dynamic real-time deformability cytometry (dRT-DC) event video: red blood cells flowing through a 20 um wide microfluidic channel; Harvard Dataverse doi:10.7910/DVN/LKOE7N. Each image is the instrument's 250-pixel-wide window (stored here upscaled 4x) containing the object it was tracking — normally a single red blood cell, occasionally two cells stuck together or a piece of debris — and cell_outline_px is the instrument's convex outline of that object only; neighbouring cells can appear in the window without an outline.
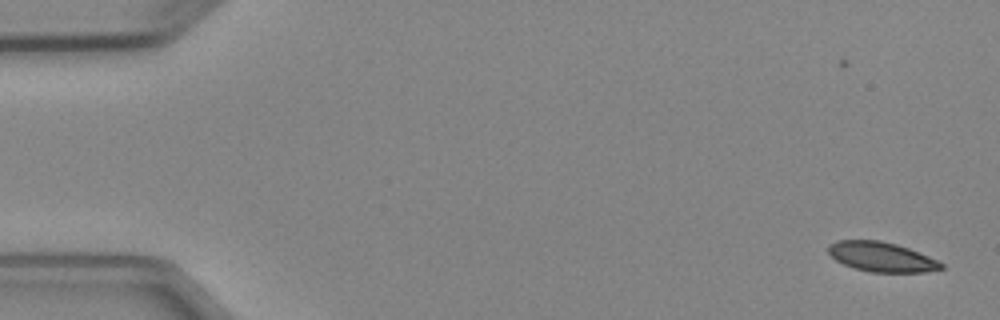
{"species": "Egyptian fruit bat (a non-hibernating species)", "species_latin": "Rousettus aegyptiacus", "temperature_condition": "cold", "stored_images_in_passage": 8, "camera_frame_rate_fps": 3000, "um_per_image_px": 0.085, "animal": {"sex": "female"}, "frame": {"image": 1, "passage_image": 1, "time_ms": 0.0, "image_size_px": [1000, 320], "cell_outline_px": [[944, 268], [924, 272], [872, 272], [856, 268], [844, 264], [836, 260], [828, 252], [828, 244], [836, 240], [880, 240], [896, 244], [908, 248], [928, 256], [944, 264]], "centroid_in_image_um": [74.91, 21.82], "position_along_channel_um": 10.1, "area_um2": 19.36}}
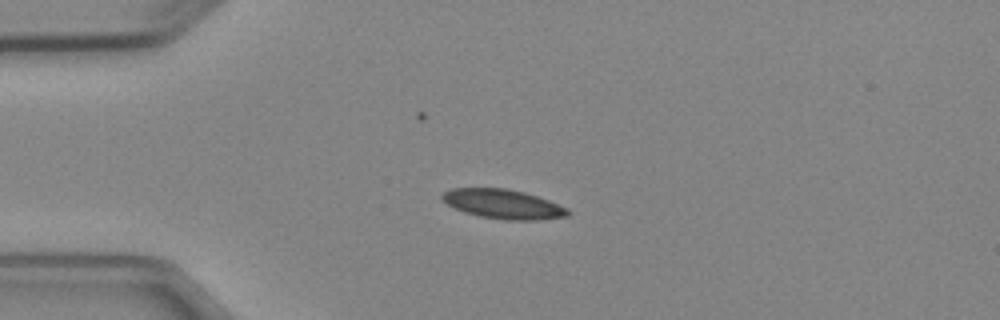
{"frame": {"image": 2, "passage_image": 4, "time_ms": 3.667, "image_size_px": [1000, 320], "cell_outline_px": [[572, 212], [568, 216], [536, 220], [504, 220], [480, 216], [464, 212], [440, 200], [440, 196], [444, 192], [452, 188], [504, 188], [524, 192], [548, 200], [568, 208]], "centroid_in_image_um": [42.77, 17.35], "position_along_channel_um": 42.2, "area_um2": 21.5}}
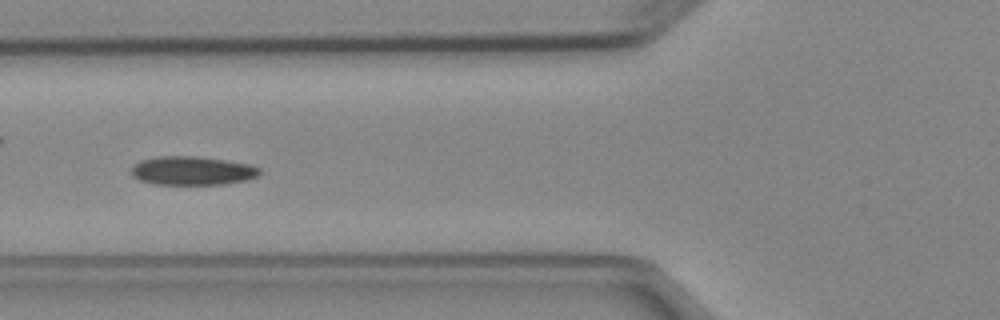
{"frame": {"image": 3, "passage_image": 6, "time_ms": 6.0, "image_size_px": [1000, 320], "cell_outline_px": [[260, 172], [256, 176], [248, 180], [224, 184], [156, 184], [140, 180], [132, 176], [132, 168], [140, 160], [160, 156], [196, 156], [228, 160], [252, 164], [260, 168]], "centroid_in_image_um": [16.38, 14.5], "position_along_channel_um": 109.4, "area_um2": 21.5}}